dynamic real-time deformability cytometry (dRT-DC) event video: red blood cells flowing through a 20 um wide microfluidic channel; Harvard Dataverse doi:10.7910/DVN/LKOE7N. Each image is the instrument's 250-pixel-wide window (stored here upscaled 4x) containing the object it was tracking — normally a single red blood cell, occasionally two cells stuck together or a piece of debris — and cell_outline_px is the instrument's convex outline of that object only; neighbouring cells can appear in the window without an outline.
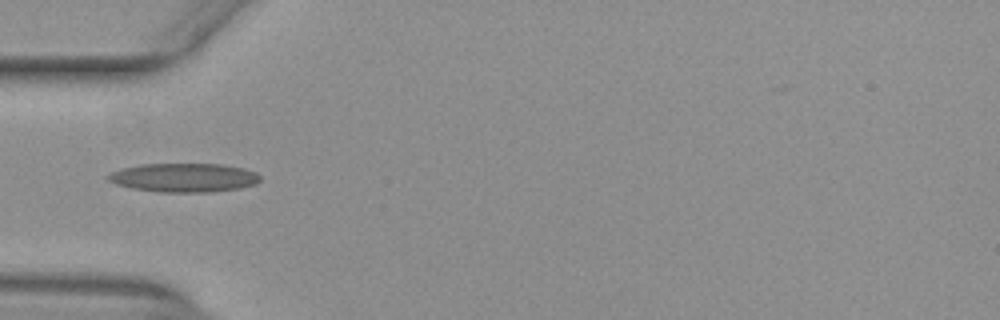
{"species": "common noctule bat (a hibernating species)", "species_latin": "Nyctalus noctula", "temperature_condition": "warm", "stored_images_in_passage": 36, "camera_frame_rate_fps": 3000, "um_per_image_px": 0.085, "animal": {"sex": "female", "body_mass_g": 29.2, "forearm_length_mm": 56.3}, "frame": {"image": 1, "passage_image": 1, "time_ms": 0.0, "image_size_px": [1000, 320], "cell_outline_px": [[260, 180], [256, 184], [240, 188], [208, 192], [160, 192], [132, 188], [116, 184], [108, 180], [108, 176], [112, 172], [124, 168], [140, 164], [224, 164], [244, 168], [256, 172], [260, 176]], "centroid_in_image_um": [15.68, 15.09], "position_along_channel_um": 69.3, "area_um2": 25.49}}
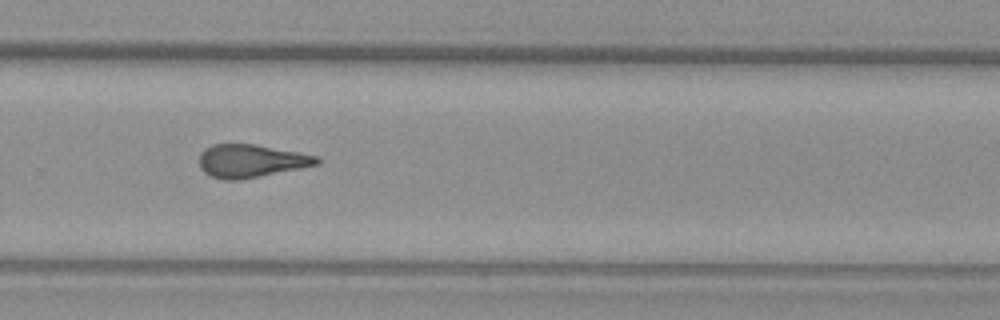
{"frame": {"image": 2, "passage_image": 19, "time_ms": 6.0, "image_size_px": [1000, 320], "cell_outline_px": [[320, 164], [240, 180], [224, 180], [212, 176], [204, 172], [200, 168], [200, 152], [204, 148], [212, 144], [256, 144], [300, 152], [320, 156]], "centroid_in_image_um": [21.35, 13.67], "position_along_channel_um": 308.4, "area_um2": 22.77}}
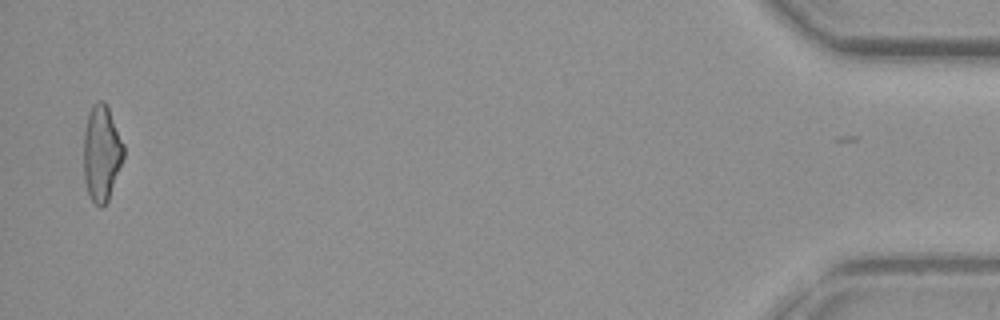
{"frame": {"image": 3, "passage_image": 35, "time_ms": 11.333, "image_size_px": [1000, 320], "cell_outline_px": [[124, 156], [108, 200], [100, 208], [88, 196], [84, 180], [84, 128], [92, 104], [100, 100], [104, 100], [108, 108], [124, 144]], "centroid_in_image_um": [8.62, 13.02], "position_along_channel_um": 426.6, "area_um2": 22.25}, "authors_computed_cell_mechanics": {"area_um2": 22.4264, "velocity_mm_per_s": 3.9807, "shape_relaxation_time_tau1_ms": null, "shape_relaxation_time_tau2_ms": 2.8848, "deformation_change_tau1": null, "deformation_change_tau2": 0.1229}}